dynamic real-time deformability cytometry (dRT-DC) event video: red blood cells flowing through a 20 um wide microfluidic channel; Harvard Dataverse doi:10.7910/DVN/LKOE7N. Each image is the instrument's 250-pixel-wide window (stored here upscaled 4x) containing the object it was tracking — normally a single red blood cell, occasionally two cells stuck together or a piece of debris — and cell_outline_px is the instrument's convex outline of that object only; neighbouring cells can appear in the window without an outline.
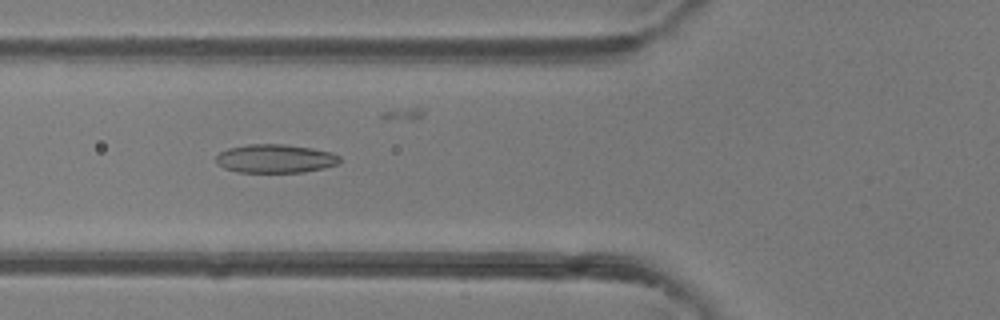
{"species": "common noctule bat (a hibernating species)", "species_latin": "Nyctalus noctula", "temperature_condition": "room temperature", "stored_images_in_passage": 48, "camera_frame_rate_fps": 3000, "um_per_image_px": 0.085, "animal": {"sex": "female"}, "frame": {"image": 1, "passage_image": 18, "time_ms": 5.667, "image_size_px": [1000, 320], "cell_outline_px": [[340, 160], [336, 164], [324, 168], [304, 172], [236, 172], [224, 168], [216, 164], [216, 156], [220, 152], [228, 148], [248, 144], [284, 144], [312, 148], [332, 152], [340, 156]], "centroid_in_image_um": [23.38, 13.48], "position_along_channel_um": 102.4, "area_um2": 20.69}}
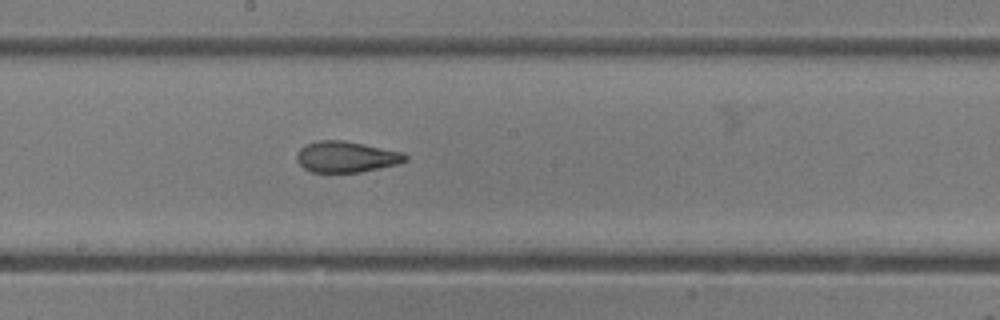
{"frame": {"image": 2, "passage_image": 26, "time_ms": 8.333, "image_size_px": [1000, 320], "cell_outline_px": [[408, 160], [396, 164], [360, 172], [312, 172], [304, 168], [296, 160], [296, 156], [300, 148], [304, 144], [320, 140], [344, 140], [404, 152], [408, 156]], "centroid_in_image_um": [29.42, 13.32], "position_along_channel_um": 218.8, "area_um2": 19.65}}
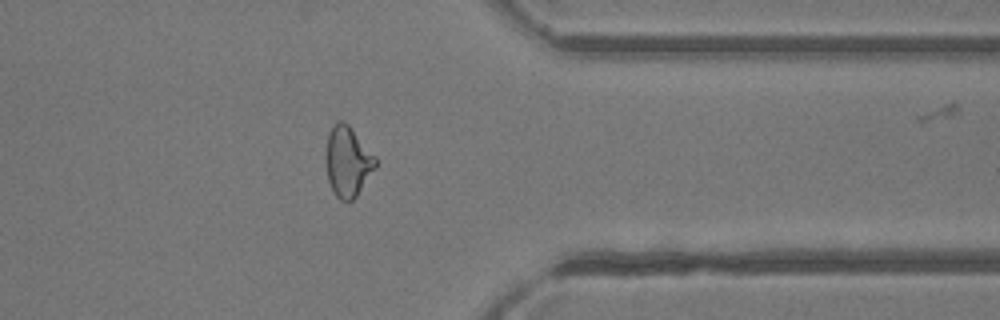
{"frame": {"image": 3, "passage_image": 38, "time_ms": 12.333, "image_size_px": [1000, 320], "cell_outline_px": [[376, 168], [356, 196], [348, 204], [340, 200], [336, 196], [328, 180], [324, 160], [324, 156], [328, 132], [332, 124], [336, 120], [344, 120], [348, 124], [376, 156]], "centroid_in_image_um": [29.52, 13.71], "position_along_channel_um": 381.9, "area_um2": 20.87}, "authors_computed_cell_mechanics": {"area_um2": 21.0103, "velocity_mm_per_s": 4.338, "shape_relaxation_time_tau1_ms": null, "shape_relaxation_time_tau2_ms": 1.5793, "deformation_change_tau1": null, "deformation_change_tau2": 0.0845}}